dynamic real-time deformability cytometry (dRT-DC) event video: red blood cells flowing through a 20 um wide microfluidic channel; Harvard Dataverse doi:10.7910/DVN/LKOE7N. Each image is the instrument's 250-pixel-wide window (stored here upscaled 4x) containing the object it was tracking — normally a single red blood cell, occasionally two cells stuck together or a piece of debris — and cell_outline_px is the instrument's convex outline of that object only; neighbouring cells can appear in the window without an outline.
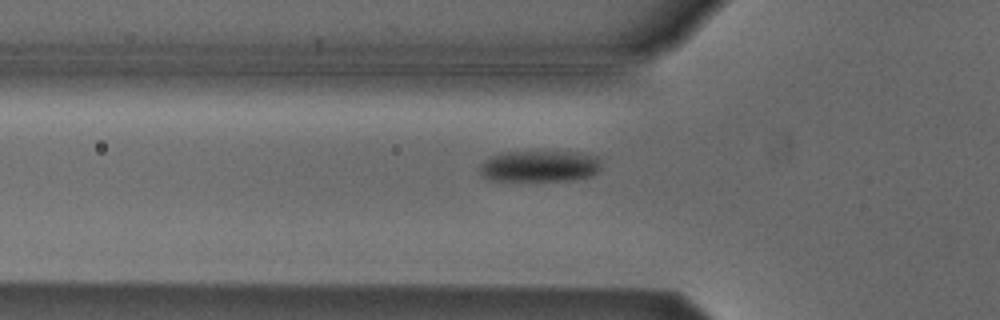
{"species": "Egyptian fruit bat (a non-hibernating species)", "species_latin": "Rousettus aegyptiacus", "temperature_condition": "cold", "stored_images_in_passage": 38, "camera_frame_rate_fps": 3000, "um_per_image_px": 0.085, "animal": {"sex": "male"}, "frame": {"image": 1, "passage_image": 2, "time_ms": 0.333, "image_size_px": [1000, 320], "cell_outline_px": [[600, 168], [592, 176], [572, 180], [488, 180], [480, 172], [480, 164], [484, 160], [492, 156], [504, 152], [580, 152], [596, 156], [600, 160]], "centroid_in_image_um": [45.88, 14.12], "position_along_channel_um": 79.9, "area_um2": 22.08}}
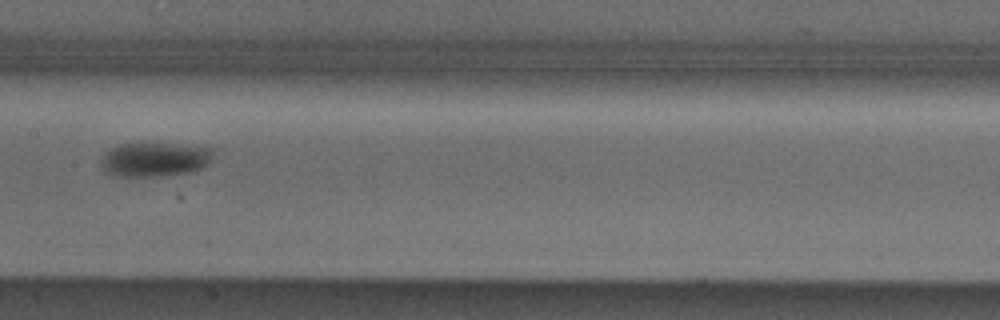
{"frame": {"image": 2, "passage_image": 11, "time_ms": 3.333, "image_size_px": [1000, 320], "cell_outline_px": [[212, 160], [204, 168], [196, 172], [160, 176], [112, 176], [104, 172], [100, 164], [100, 160], [112, 148], [120, 144], [172, 144], [212, 148]], "centroid_in_image_um": [13.17, 13.58], "position_along_channel_um": 194.2, "area_um2": 22.43}}
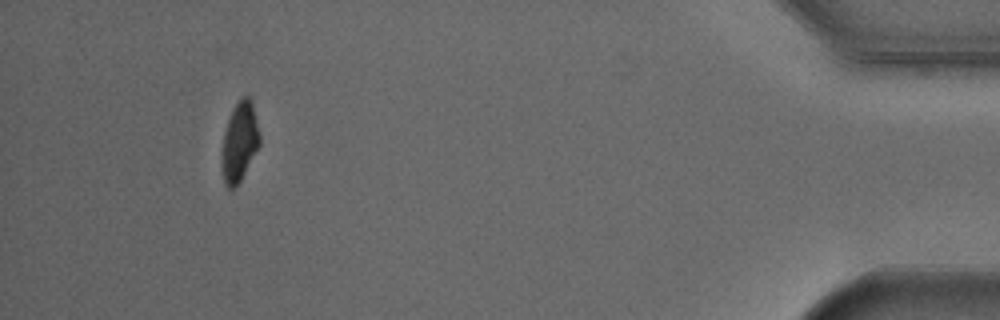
{"frame": {"image": 3, "passage_image": 34, "time_ms": 11.0, "image_size_px": [1000, 320], "cell_outline_px": [[260, 144], [240, 180], [232, 188], [228, 188], [224, 184], [220, 164], [220, 152], [224, 132], [232, 108], [244, 96], [248, 96], [252, 100], [260, 136]], "centroid_in_image_um": [20.32, 12.06], "position_along_channel_um": 414.9, "area_um2": 17.57}, "authors_computed_cell_mechanics": {"area_um2": 21.2126, "velocity_mm_per_s": 3.8049, "shape_relaxation_time_tau1_ms": 1.918, "shape_relaxation_time_tau2_ms": null, "deformation_change_tau1": 0.0923, "deformation_change_tau2": null}}